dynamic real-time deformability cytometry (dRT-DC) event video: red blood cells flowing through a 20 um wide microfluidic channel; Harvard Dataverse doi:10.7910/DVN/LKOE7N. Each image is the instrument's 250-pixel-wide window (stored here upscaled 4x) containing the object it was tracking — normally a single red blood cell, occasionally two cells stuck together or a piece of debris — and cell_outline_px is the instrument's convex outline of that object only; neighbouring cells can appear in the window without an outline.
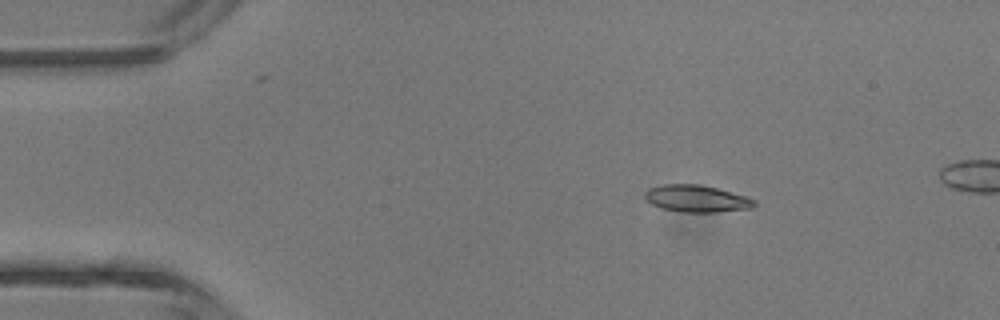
{"species": "common noctule bat (a hibernating species)", "species_latin": "Nyctalus noctula", "temperature_condition": "room temperature", "stored_images_in_passage": 5, "camera_frame_rate_fps": 3000, "um_per_image_px": 0.085, "animal": {"sex": "male", "body_mass_g": 13.3}, "frame": {"image": 1, "passage_image": 2, "time_ms": 1.333, "image_size_px": [1000, 320], "cell_outline_px": [[756, 204], [752, 208], [716, 212], [680, 212], [660, 208], [644, 200], [644, 192], [648, 188], [664, 184], [700, 184], [716, 188], [744, 196], [756, 200]], "centroid_in_image_um": [59.15, 16.88], "position_along_channel_um": 25.8, "area_um2": 17.28}}